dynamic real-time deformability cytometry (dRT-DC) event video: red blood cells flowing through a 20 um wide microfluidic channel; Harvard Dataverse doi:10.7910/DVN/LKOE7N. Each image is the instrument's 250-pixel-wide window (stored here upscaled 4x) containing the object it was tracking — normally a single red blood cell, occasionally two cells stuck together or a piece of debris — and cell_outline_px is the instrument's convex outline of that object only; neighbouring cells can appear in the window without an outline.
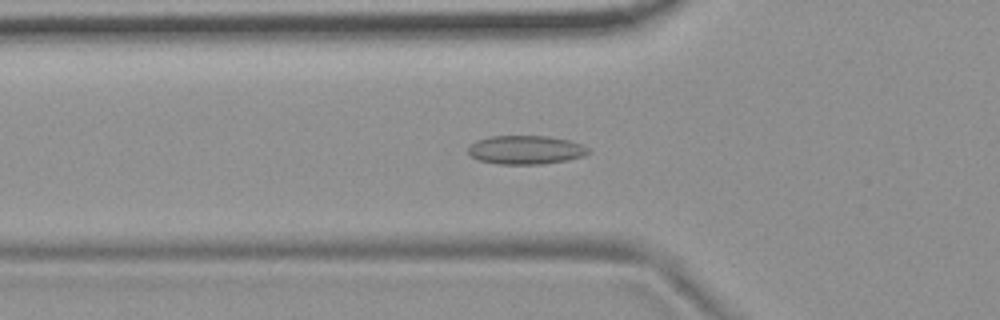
{"species": "common noctule bat (a hibernating species)", "species_latin": "Nyctalus noctula", "temperature_condition": "room temperature", "stored_images_in_passage": 50, "camera_frame_rate_fps": 3000, "um_per_image_px": 0.085, "animal": {"sex": "female", "body_mass_g": 19.9}, "frame": {"image": 1, "passage_image": 14, "time_ms": 4.333, "image_size_px": [1000, 320], "cell_outline_px": [[592, 152], [584, 156], [568, 160], [540, 164], [496, 164], [480, 160], [472, 156], [468, 152], [468, 148], [476, 140], [488, 136], [548, 136], [568, 140], [584, 144]], "centroid_in_image_um": [44.72, 12.73], "position_along_channel_um": 81.1, "area_um2": 20.23}}
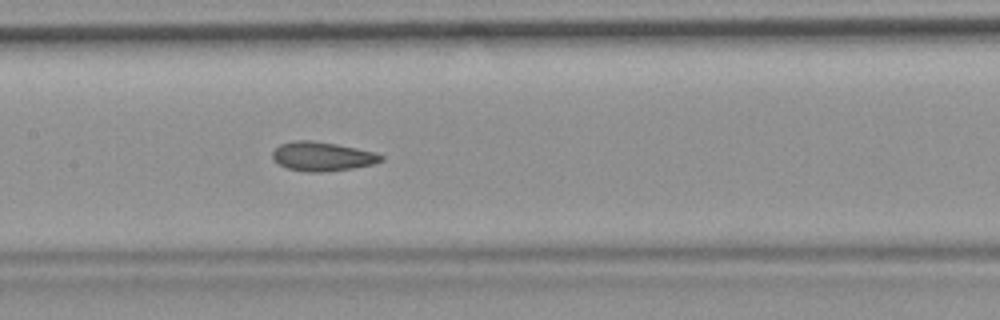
{"frame": {"image": 2, "passage_image": 22, "time_ms": 7.0, "image_size_px": [1000, 320], "cell_outline_px": [[384, 160], [372, 164], [352, 168], [324, 172], [304, 172], [288, 168], [280, 164], [272, 156], [272, 152], [280, 144], [296, 140], [312, 140], [336, 144], [376, 152], [384, 156]], "centroid_in_image_um": [27.41, 13.29], "position_along_channel_um": 180.0, "area_um2": 18.32}}
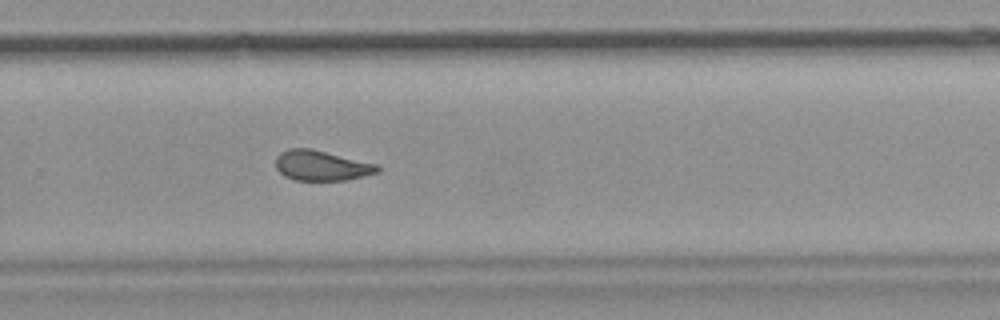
{"frame": {"image": 3, "passage_image": 32, "time_ms": 10.333, "image_size_px": [1000, 320], "cell_outline_px": [[380, 172], [348, 180], [296, 180], [284, 176], [276, 168], [276, 156], [280, 152], [288, 148], [312, 148], [380, 164]], "centroid_in_image_um": [27.37, 14.06], "position_along_channel_um": 302.4, "area_um2": 18.26}, "authors_computed_cell_mechanics": {"area_um2": 18.4382, "velocity_mm_per_s": 3.6917, "shape_relaxation_time_tau1_ms": null, "shape_relaxation_time_tau2_ms": 0.93, "deformation_change_tau1": null, "deformation_change_tau2": 0.0603}}